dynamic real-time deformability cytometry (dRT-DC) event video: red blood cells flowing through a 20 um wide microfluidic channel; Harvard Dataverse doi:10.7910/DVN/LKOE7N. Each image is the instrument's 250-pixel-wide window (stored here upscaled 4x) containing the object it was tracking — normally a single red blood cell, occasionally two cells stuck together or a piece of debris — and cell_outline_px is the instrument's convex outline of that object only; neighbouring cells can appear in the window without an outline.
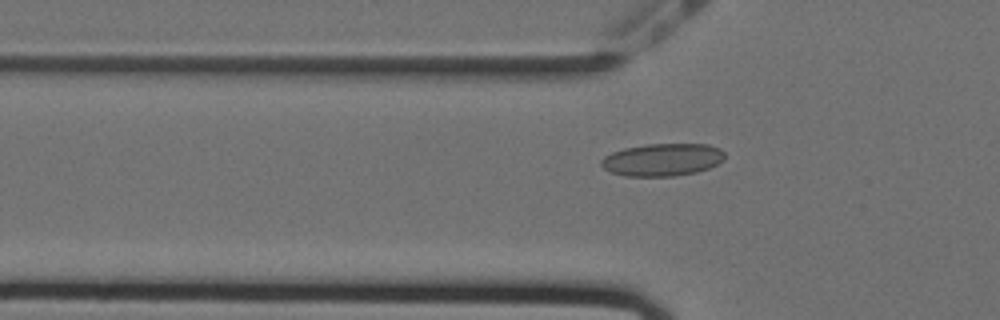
{"species": "Egyptian fruit bat (a non-hibernating species)", "species_latin": "Rousettus aegyptiacus", "temperature_condition": "cold", "stored_images_in_passage": 52, "camera_frame_rate_fps": 3000, "um_per_image_px": 0.085, "animal": {"sex": "female"}, "frame": {"image": 1, "passage_image": 18, "time_ms": 5.667, "image_size_px": [1000, 320], "cell_outline_px": [[724, 160], [708, 168], [696, 172], [676, 176], [624, 176], [612, 172], [604, 168], [600, 164], [600, 160], [604, 156], [612, 152], [624, 148], [648, 144], [708, 144], [720, 148], [724, 152]], "centroid_in_image_um": [56.3, 13.57], "position_along_channel_um": 69.5, "area_um2": 23.47}}
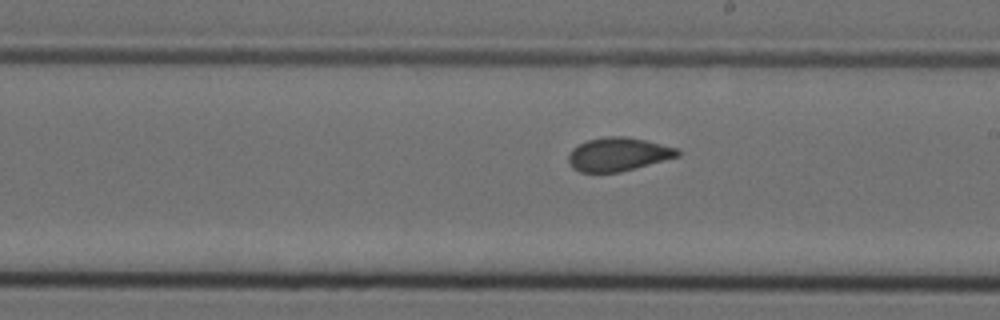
{"frame": {"image": 2, "passage_image": 32, "time_ms": 10.333, "image_size_px": [1000, 320], "cell_outline_px": [[680, 156], [620, 172], [580, 172], [572, 168], [568, 160], [568, 156], [572, 148], [588, 140], [604, 136], [624, 136], [644, 140], [676, 148], [680, 152]], "centroid_in_image_um": [52.52, 13.12], "position_along_channel_um": 236.5, "area_um2": 21.15}}
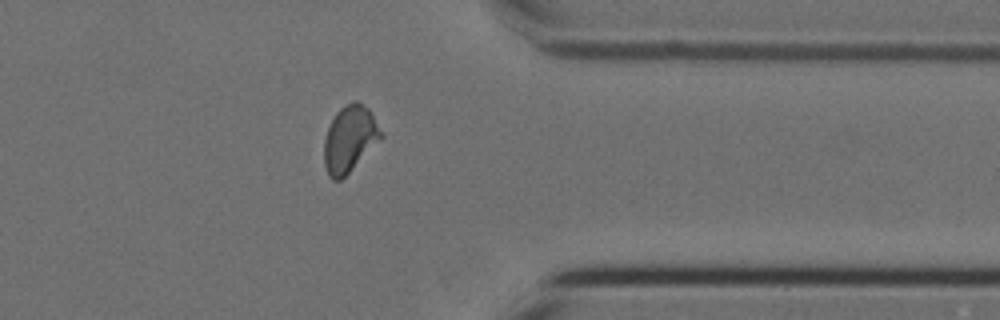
{"frame": {"image": 3, "passage_image": 45, "time_ms": 14.667, "image_size_px": [1000, 320], "cell_outline_px": [[384, 136], [340, 180], [332, 180], [328, 176], [324, 164], [324, 140], [328, 128], [336, 112], [344, 104], [352, 100], [356, 100], [368, 108]], "centroid_in_image_um": [29.7, 11.79], "position_along_channel_um": 381.7, "area_um2": 21.73}, "authors_computed_cell_mechanics": {"area_um2": 21.7906, "velocity_mm_per_s": 3.5663, "shape_relaxation_time_tau1_ms": null, "shape_relaxation_time_tau2_ms": 0.778, "deformation_change_tau1": null, "deformation_change_tau2": 0.0425}}